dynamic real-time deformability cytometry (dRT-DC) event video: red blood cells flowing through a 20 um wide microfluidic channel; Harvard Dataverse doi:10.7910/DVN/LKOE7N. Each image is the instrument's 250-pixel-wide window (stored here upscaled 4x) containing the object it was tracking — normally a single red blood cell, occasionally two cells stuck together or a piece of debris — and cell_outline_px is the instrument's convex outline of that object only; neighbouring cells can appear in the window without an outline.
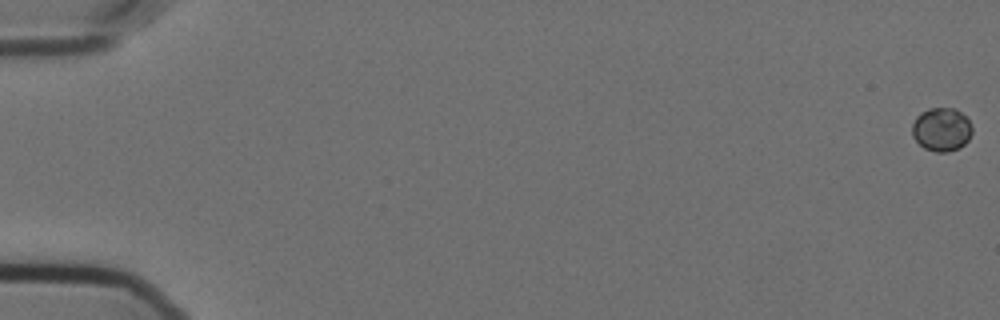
{"species": "Egyptian fruit bat (a non-hibernating species)", "species_latin": "Rousettus aegyptiacus", "temperature_condition": "cold", "stored_images_in_passage": 59, "camera_frame_rate_fps": 3000, "um_per_image_px": 0.085, "animal": {"sex": "female"}, "frame": {"image": 1, "passage_image": 1, "time_ms": 0.0, "image_size_px": [1000, 320], "cell_outline_px": [[972, 132], [968, 140], [960, 148], [948, 152], [936, 152], [924, 148], [912, 136], [912, 124], [916, 116], [920, 112], [928, 108], [956, 108], [972, 124]], "centroid_in_image_um": [80.02, 11.0], "position_along_channel_um": 5.0, "area_um2": 15.37}}
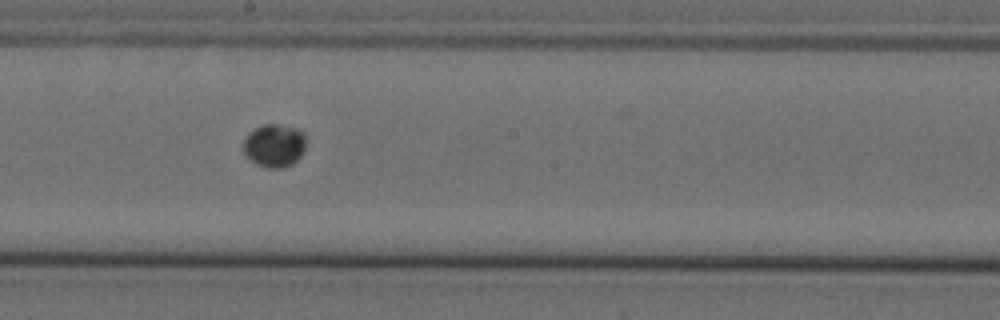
{"frame": {"image": 2, "passage_image": 34, "time_ms": 11.0, "image_size_px": [1000, 320], "cell_outline_px": [[304, 152], [292, 164], [284, 168], [268, 168], [256, 164], [244, 156], [244, 140], [248, 132], [264, 124], [276, 124], [296, 128], [304, 132]], "centroid_in_image_um": [23.3, 12.38], "position_along_channel_um": 224.9, "area_um2": 15.78}}
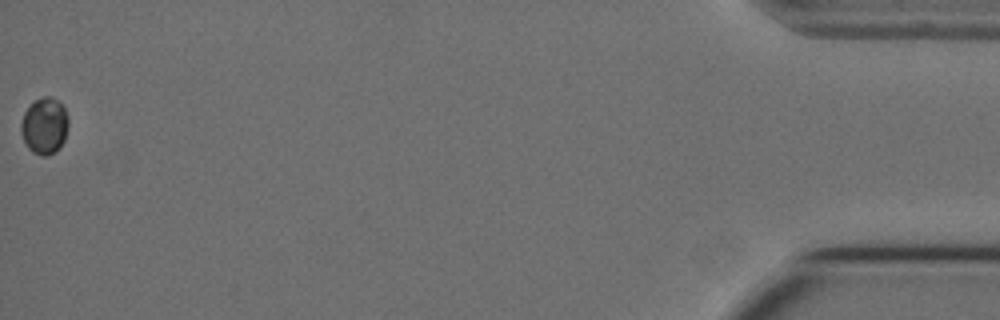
{"frame": {"image": 3, "passage_image": 59, "time_ms": 19.333, "image_size_px": [1000, 320], "cell_outline_px": [[68, 128], [64, 140], [60, 148], [56, 152], [48, 156], [40, 156], [32, 152], [28, 148], [20, 132], [20, 124], [24, 112], [36, 100], [44, 96], [52, 96], [64, 108], [68, 116]], "centroid_in_image_um": [3.78, 10.73], "position_along_channel_um": 431.4, "area_um2": 15.72}}